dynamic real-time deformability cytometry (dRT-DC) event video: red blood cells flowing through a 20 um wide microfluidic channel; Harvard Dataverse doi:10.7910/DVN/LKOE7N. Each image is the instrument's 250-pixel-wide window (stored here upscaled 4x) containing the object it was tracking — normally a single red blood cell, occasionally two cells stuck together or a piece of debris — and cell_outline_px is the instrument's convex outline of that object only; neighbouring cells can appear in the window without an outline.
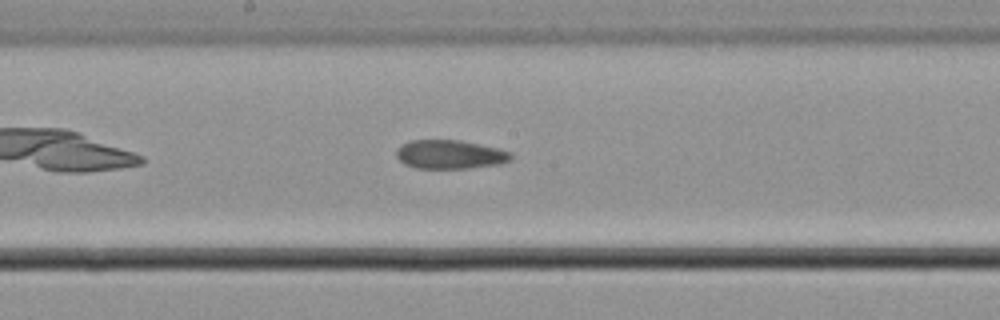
{"species": "common noctule bat (a hibernating species)", "species_latin": "Nyctalus noctula", "temperature_condition": "cold", "stored_images_in_passage": 6, "camera_frame_rate_fps": 3000, "um_per_image_px": 0.085, "animal": {"sex": "male", "body_mass_g": 21.5, "forearm_length_mm": 52.0}, "frame": {"image": 1, "passage_image": 6, "time_ms": 1.667, "image_size_px": [1000, 320], "cell_outline_px": [[512, 156], [508, 160], [500, 164], [468, 168], [416, 168], [404, 164], [396, 156], [396, 148], [400, 144], [408, 140], [460, 140], [496, 148], [512, 152]], "centroid_in_image_um": [38.19, 13.12], "position_along_channel_um": 210.0, "area_um2": 19.25}}